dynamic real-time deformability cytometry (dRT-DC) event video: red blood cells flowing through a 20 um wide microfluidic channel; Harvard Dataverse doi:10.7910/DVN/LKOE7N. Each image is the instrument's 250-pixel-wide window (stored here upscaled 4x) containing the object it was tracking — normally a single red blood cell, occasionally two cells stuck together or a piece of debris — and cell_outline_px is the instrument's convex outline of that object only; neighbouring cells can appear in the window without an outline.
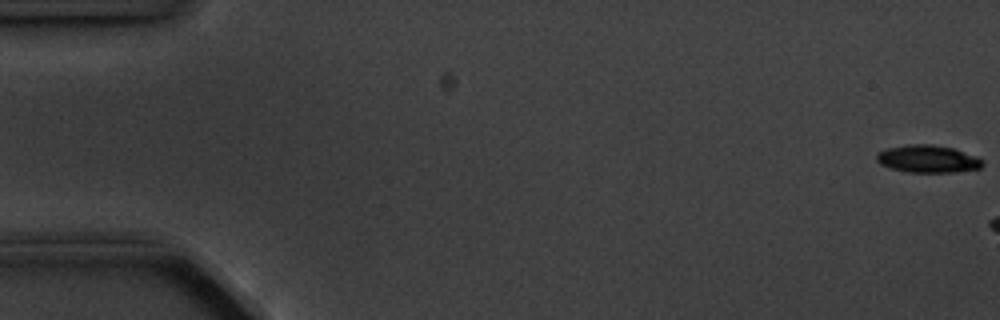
{"species": "common noctule bat (a hibernating species)", "species_latin": "Nyctalus noctula", "temperature_condition": "cold", "stored_images_in_passage": 3, "camera_frame_rate_fps": 3000, "um_per_image_px": 0.085, "animal": {"sex": "male", "body_mass_g": 20.1, "forearm_length_mm": 53.5}, "frame": {"image": 1, "passage_image": 1, "time_ms": 0.0, "image_size_px": [1000, 320], "cell_outline_px": [[984, 164], [980, 168], [952, 172], [908, 172], [892, 168], [880, 164], [876, 160], [876, 156], [880, 152], [888, 148], [908, 144], [932, 144], [952, 148], [976, 156], [984, 160]], "centroid_in_image_um": [78.88, 13.5], "position_along_channel_um": 6.1, "area_um2": 16.82}}